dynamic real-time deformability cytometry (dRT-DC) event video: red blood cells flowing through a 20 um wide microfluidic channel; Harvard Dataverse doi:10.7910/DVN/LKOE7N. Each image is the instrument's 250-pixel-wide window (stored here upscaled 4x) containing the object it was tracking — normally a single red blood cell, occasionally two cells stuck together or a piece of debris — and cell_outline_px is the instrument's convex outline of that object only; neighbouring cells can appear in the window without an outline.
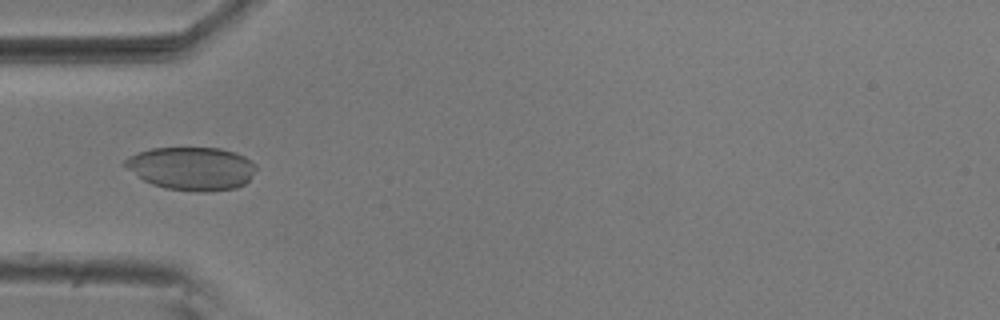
{"species": "common noctule bat (a hibernating species)", "species_latin": "Nyctalus noctula", "temperature_condition": "room temperature", "stored_images_in_passage": 6, "camera_frame_rate_fps": 3000, "um_per_image_px": 0.085, "animal": {"sex": "male", "body_mass_g": 20.5, "forearm_length_mm": 52.5}, "frame": {"image": 1, "passage_image": 5, "time_ms": 1.333, "image_size_px": [1000, 320], "cell_outline_px": [[256, 168], [248, 180], [244, 184], [236, 188], [208, 192], [196, 192], [164, 188], [152, 184], [144, 180], [120, 164], [128, 156], [152, 148], [220, 148], [236, 152], [252, 160], [256, 164]], "centroid_in_image_um": [16.28, 14.32], "position_along_channel_um": 68.7, "area_um2": 33.18}}
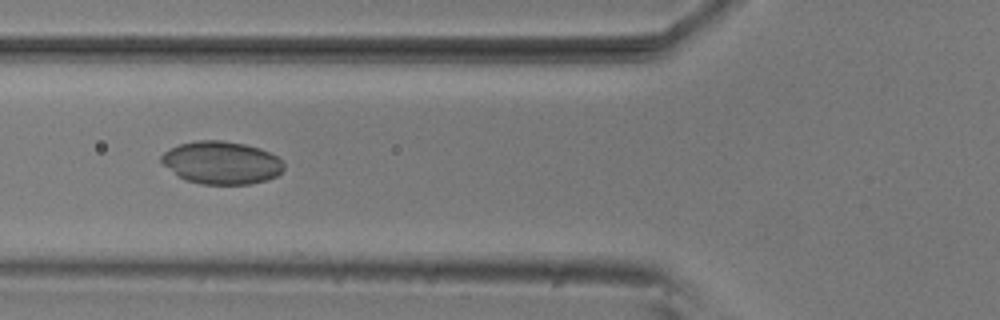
{"frame": {"image": 2, "passage_image": 6, "time_ms": 1.667, "image_size_px": [1000, 320], "cell_outline_px": [[284, 168], [276, 176], [268, 180], [248, 184], [200, 184], [184, 180], [164, 164], [160, 160], [160, 156], [164, 152], [180, 144], [200, 140], [220, 140], [244, 144], [260, 148], [284, 160]], "centroid_in_image_um": [18.85, 13.83], "position_along_channel_um": 106.9, "area_um2": 30.4}}